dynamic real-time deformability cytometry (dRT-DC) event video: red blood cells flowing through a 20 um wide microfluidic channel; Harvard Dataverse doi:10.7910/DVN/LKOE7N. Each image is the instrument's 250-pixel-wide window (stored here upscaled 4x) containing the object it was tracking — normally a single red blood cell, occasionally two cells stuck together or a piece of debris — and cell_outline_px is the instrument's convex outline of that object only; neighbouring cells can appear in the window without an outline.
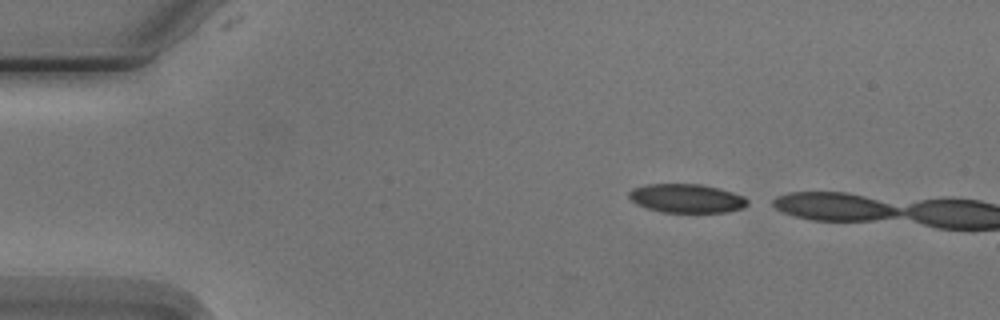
{"species": "Egyptian fruit bat (a non-hibernating species)", "species_latin": "Rousettus aegyptiacus", "temperature_condition": "cold", "stored_images_in_passage": 2, "camera_frame_rate_fps": 3000, "um_per_image_px": 0.085, "animal": {"sex": "male"}, "frame": {"image": 1, "passage_image": 1, "time_ms": 0.0, "image_size_px": [1000, 320], "cell_outline_px": [[748, 204], [744, 208], [724, 212], [664, 212], [648, 208], [636, 204], [628, 196], [628, 192], [632, 188], [644, 184], [700, 184], [720, 188], [744, 196], [748, 200]], "centroid_in_image_um": [58.36, 16.85], "position_along_channel_um": 26.6, "area_um2": 19.94}}